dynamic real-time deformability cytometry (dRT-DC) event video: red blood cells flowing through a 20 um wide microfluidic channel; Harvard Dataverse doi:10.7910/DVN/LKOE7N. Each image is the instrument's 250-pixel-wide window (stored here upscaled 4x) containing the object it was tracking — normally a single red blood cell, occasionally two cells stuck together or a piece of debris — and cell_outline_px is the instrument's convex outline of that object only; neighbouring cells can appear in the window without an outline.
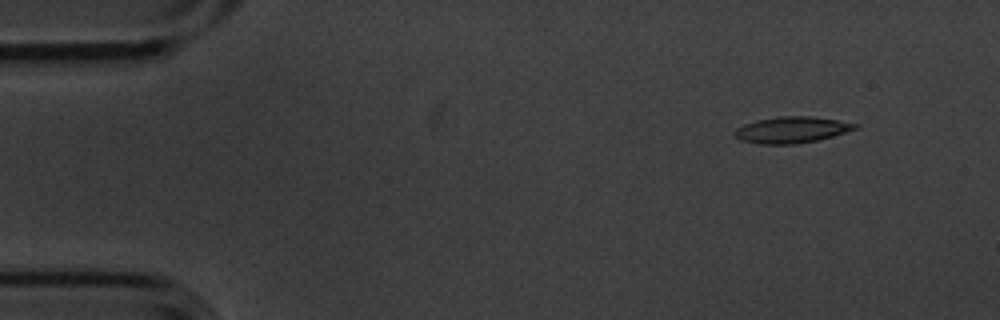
{"species": "common noctule bat (a hibernating species)", "species_latin": "Nyctalus noctula", "temperature_condition": "cold", "stored_images_in_passage": 5, "camera_frame_rate_fps": 3000, "um_per_image_px": 0.085, "animal": {"sex": "male", "body_mass_g": 20.1, "forearm_length_mm": 53.5}, "frame": {"image": 1, "passage_image": 2, "time_ms": 0.333, "image_size_px": [1000, 320], "cell_outline_px": [[860, 128], [832, 136], [816, 140], [792, 144], [760, 144], [740, 140], [732, 136], [732, 132], [736, 128], [744, 124], [756, 120], [780, 116], [812, 116], [860, 124]], "centroid_in_image_um": [67.26, 11.03], "position_along_channel_um": 17.7, "area_um2": 18.55}}
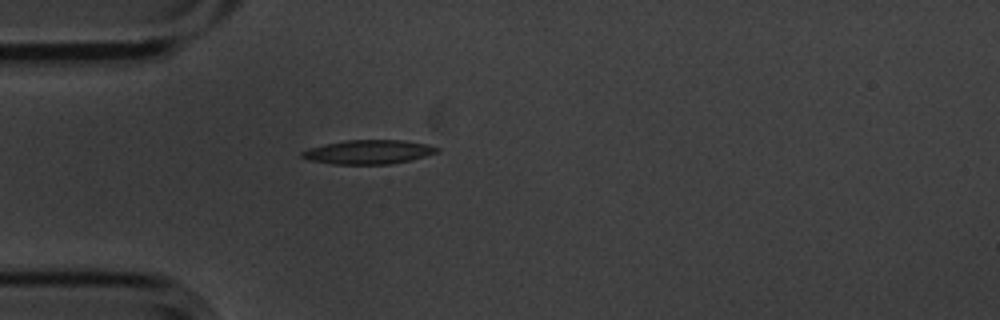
{"frame": {"image": 2, "passage_image": 5, "time_ms": 1.333, "image_size_px": [1000, 320], "cell_outline_px": [[440, 152], [392, 164], [332, 164], [308, 160], [300, 156], [300, 152], [308, 148], [324, 144], [344, 140], [404, 140], [428, 144], [440, 148]], "centroid_in_image_um": [31.3, 12.91], "position_along_channel_um": 53.7, "area_um2": 19.07}}